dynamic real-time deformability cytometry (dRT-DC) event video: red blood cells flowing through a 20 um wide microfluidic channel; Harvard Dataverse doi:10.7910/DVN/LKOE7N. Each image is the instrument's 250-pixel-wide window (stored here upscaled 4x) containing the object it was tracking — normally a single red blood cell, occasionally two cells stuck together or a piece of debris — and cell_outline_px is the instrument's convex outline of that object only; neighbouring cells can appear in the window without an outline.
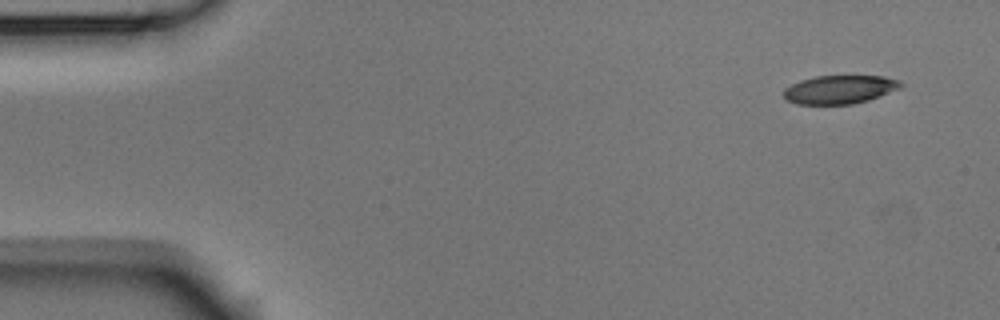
{"species": "Egyptian fruit bat (a non-hibernating species)", "species_latin": "Rousettus aegyptiacus", "temperature_condition": "room temperature", "stored_images_in_passage": 10, "camera_frame_rate_fps": 3000, "um_per_image_px": 0.085, "animal": {"sex": "male"}, "frame": {"image": 1, "passage_image": 1, "time_ms": 0.0, "image_size_px": [1000, 320], "cell_outline_px": [[904, 84], [900, 88], [880, 96], [868, 100], [852, 104], [796, 104], [788, 100], [784, 96], [784, 88], [800, 80], [816, 76], [884, 76], [900, 80]], "centroid_in_image_um": [71.39, 7.6], "position_along_channel_um": 13.6, "area_um2": 19.42}}
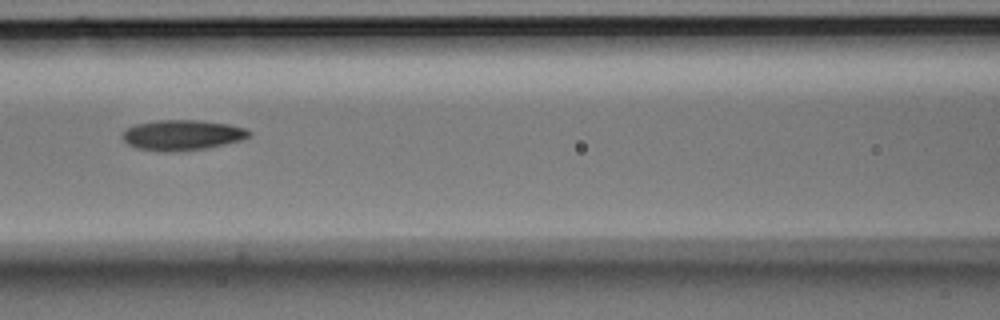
{"frame": {"image": 2, "passage_image": 6, "time_ms": 1.667, "image_size_px": [1000, 320], "cell_outline_px": [[252, 136], [244, 140], [208, 148], [172, 152], [136, 148], [128, 144], [124, 140], [124, 132], [128, 128], [136, 124], [156, 120], [196, 120], [228, 124], [248, 128], [252, 132]], "centroid_in_image_um": [15.58, 11.48], "position_along_channel_um": 151.0, "area_um2": 22.48}}
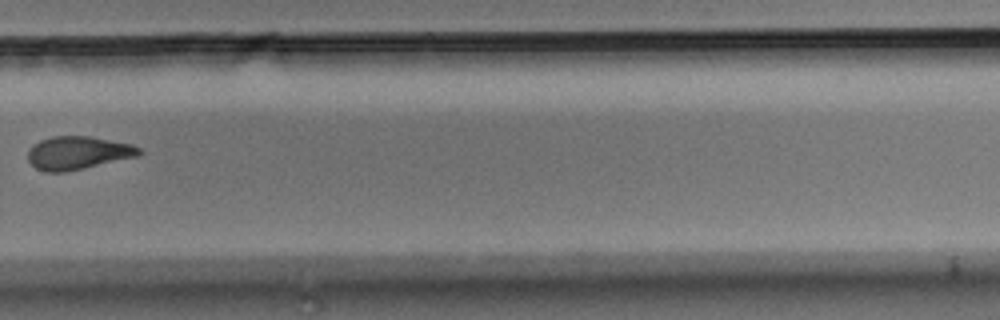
{"frame": {"image": 3, "passage_image": 10, "time_ms": 3.0, "image_size_px": [1000, 320], "cell_outline_px": [[140, 152], [136, 156], [64, 172], [48, 172], [36, 168], [28, 160], [28, 152], [32, 144], [40, 140], [52, 136], [88, 136], [132, 144], [140, 148]], "centroid_in_image_um": [6.56, 12.98], "position_along_channel_um": 323.2, "area_um2": 21.1}}